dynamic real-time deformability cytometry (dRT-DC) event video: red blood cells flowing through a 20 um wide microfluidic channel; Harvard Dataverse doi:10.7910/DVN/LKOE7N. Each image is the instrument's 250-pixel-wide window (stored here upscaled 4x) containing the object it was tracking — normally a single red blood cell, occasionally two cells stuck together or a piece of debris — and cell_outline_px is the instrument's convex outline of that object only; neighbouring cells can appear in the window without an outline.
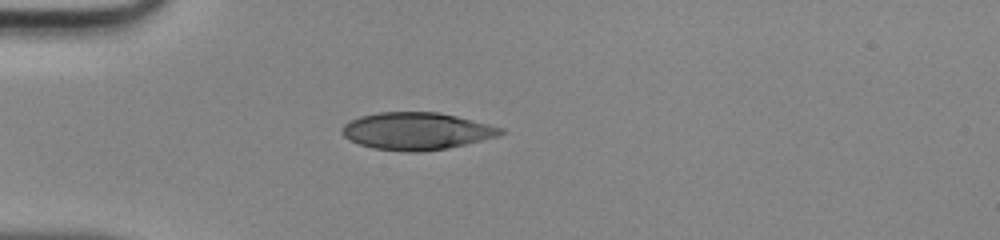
{"species": "human", "species_latin": "Homo sapiens", "temperature_condition": "room temperature", "stored_images_in_passage": 35, "camera_frame_rate_fps": 3000, "um_per_image_px": 0.085, "donor": {"sex": "male"}, "frame": {"image": 1, "passage_image": 1, "time_ms": 0.0, "image_size_px": [1000, 240], "cell_outline_px": [[504, 132], [500, 136], [448, 148], [420, 152], [404, 152], [372, 148], [360, 144], [344, 136], [340, 132], [340, 128], [344, 124], [360, 116], [380, 112], [440, 112], [504, 128]], "centroid_in_image_um": [35.41, 11.15], "position_along_channel_um": 49.6, "area_um2": 34.51}}
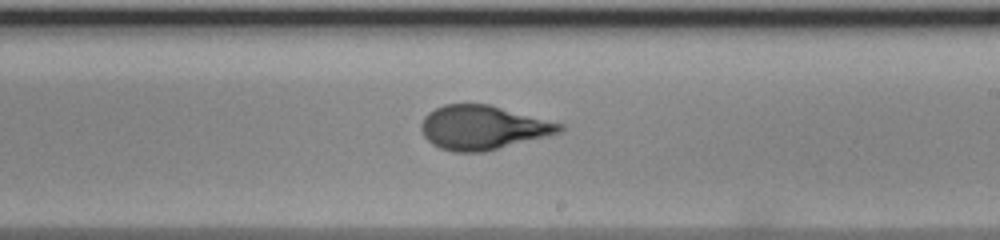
{"frame": {"image": 2, "passage_image": 16, "time_ms": 5.0, "image_size_px": [1000, 240], "cell_outline_px": [[564, 128], [560, 132], [484, 152], [452, 152], [440, 148], [432, 144], [424, 136], [420, 128], [420, 124], [424, 116], [428, 112], [444, 104], [488, 104], [564, 124]], "centroid_in_image_um": [40.99, 10.84], "position_along_channel_um": 248.0, "area_um2": 35.32}}
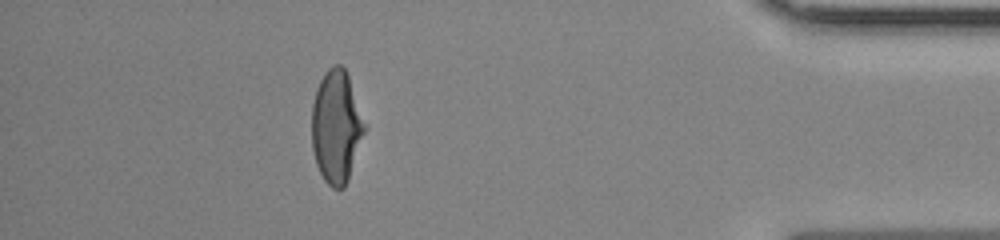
{"frame": {"image": 3, "passage_image": 30, "time_ms": 9.667, "image_size_px": [1000, 240], "cell_outline_px": [[368, 128], [348, 180], [344, 188], [332, 188], [324, 180], [316, 164], [312, 148], [312, 104], [316, 88], [324, 72], [328, 68], [336, 64], [340, 64], [344, 68], [348, 76]], "centroid_in_image_um": [28.61, 10.78], "position_along_channel_um": 406.6, "area_um2": 35.14}}